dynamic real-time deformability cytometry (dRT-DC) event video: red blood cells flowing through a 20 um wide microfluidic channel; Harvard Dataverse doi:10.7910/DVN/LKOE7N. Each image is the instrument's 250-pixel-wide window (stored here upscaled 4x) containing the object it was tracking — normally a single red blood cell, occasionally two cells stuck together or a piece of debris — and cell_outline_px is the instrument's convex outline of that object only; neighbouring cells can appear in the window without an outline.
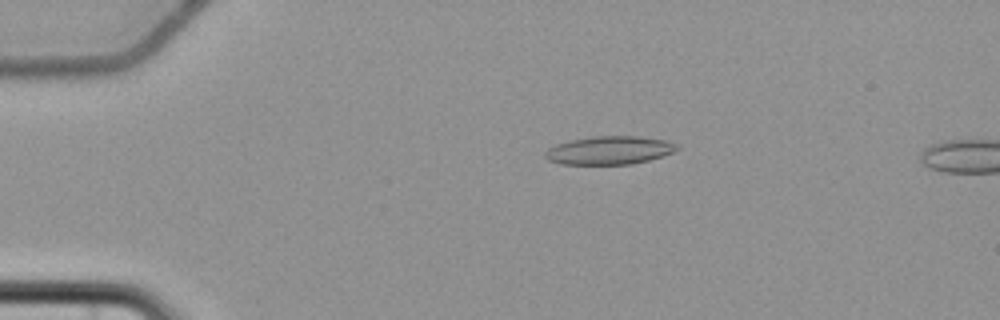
{"species": "common noctule bat (a hibernating species)", "species_latin": "Nyctalus noctula", "temperature_condition": "cold", "stored_images_in_passage": 6, "camera_frame_rate_fps": 3000, "um_per_image_px": 0.085, "animal": {"sex": "female", "body_mass_g": 22.7, "forearm_length_mm": 54.2}, "frame": {"image": 1, "passage_image": 4, "time_ms": 3.667, "image_size_px": [1000, 320], "cell_outline_px": [[680, 148], [672, 152], [648, 160], [632, 164], [560, 164], [548, 160], [544, 156], [544, 152], [548, 148], [556, 144], [572, 140], [592, 136], [640, 136], [664, 140], [676, 144]], "centroid_in_image_um": [51.76, 12.77], "position_along_channel_um": 33.2, "area_um2": 21.62}}